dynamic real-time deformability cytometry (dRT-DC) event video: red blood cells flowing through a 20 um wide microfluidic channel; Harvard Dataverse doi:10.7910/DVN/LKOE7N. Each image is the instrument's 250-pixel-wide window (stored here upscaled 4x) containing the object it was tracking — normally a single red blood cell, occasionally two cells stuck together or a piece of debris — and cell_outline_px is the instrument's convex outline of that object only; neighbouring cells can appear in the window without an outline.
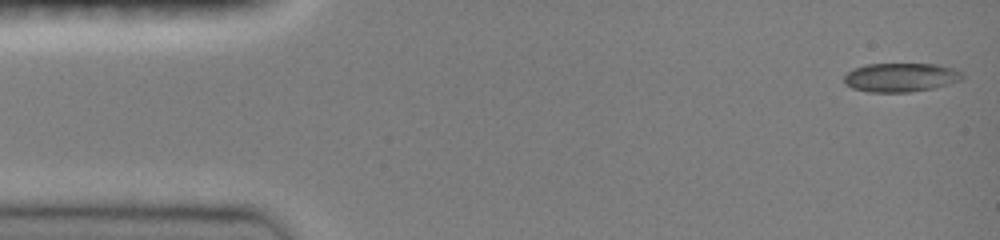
{"species": "common noctule bat (a hibernating species)", "species_latin": "Nyctalus noctula", "temperature_condition": "room temperature", "stored_images_in_passage": 8, "camera_frame_rate_fps": 3000, "um_per_image_px": 0.085, "animal": {"sex": "female", "body_mass_g": 19.0, "forearm_length_mm": 51.5}, "frame": {"image": 1, "passage_image": 1, "time_ms": 0.0, "image_size_px": [1000, 240], "cell_outline_px": [[964, 76], [960, 80], [948, 84], [932, 88], [908, 92], [868, 92], [852, 88], [844, 84], [844, 76], [848, 72], [856, 68], [868, 64], [936, 64], [952, 68], [964, 72]], "centroid_in_image_um": [76.56, 6.58], "position_along_channel_um": 8.4, "area_um2": 19.83}}
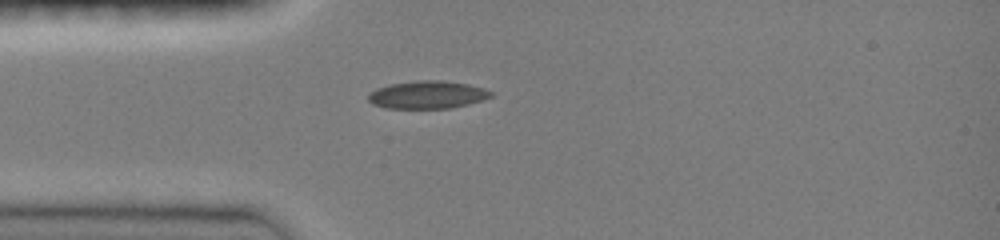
{"frame": {"image": 2, "passage_image": 7, "time_ms": 3.667, "image_size_px": [1000, 240], "cell_outline_px": [[492, 96], [468, 104], [448, 108], [384, 108], [372, 104], [368, 100], [368, 96], [376, 88], [388, 84], [416, 80], [440, 80], [468, 84], [484, 88], [492, 92]], "centroid_in_image_um": [36.29, 8.05], "position_along_channel_um": 48.7, "area_um2": 19.77}}